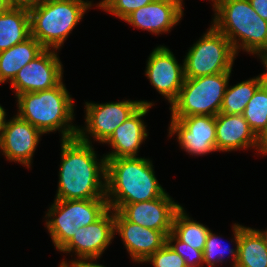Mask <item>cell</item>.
I'll list each match as a JSON object with an SVG mask.
<instances>
[{
    "mask_svg": "<svg viewBox=\"0 0 267 267\" xmlns=\"http://www.w3.org/2000/svg\"><path fill=\"white\" fill-rule=\"evenodd\" d=\"M61 142L59 182L55 199H106V158L98 160L92 143L83 142L78 137Z\"/></svg>",
    "mask_w": 267,
    "mask_h": 267,
    "instance_id": "cell-1",
    "label": "cell"
},
{
    "mask_svg": "<svg viewBox=\"0 0 267 267\" xmlns=\"http://www.w3.org/2000/svg\"><path fill=\"white\" fill-rule=\"evenodd\" d=\"M150 159L121 157L106 159V199L108 205H126L163 196Z\"/></svg>",
    "mask_w": 267,
    "mask_h": 267,
    "instance_id": "cell-2",
    "label": "cell"
},
{
    "mask_svg": "<svg viewBox=\"0 0 267 267\" xmlns=\"http://www.w3.org/2000/svg\"><path fill=\"white\" fill-rule=\"evenodd\" d=\"M17 98V115L47 134L60 130L62 139L77 137L74 120V102L63 81L57 86L37 92L22 93Z\"/></svg>",
    "mask_w": 267,
    "mask_h": 267,
    "instance_id": "cell-3",
    "label": "cell"
},
{
    "mask_svg": "<svg viewBox=\"0 0 267 267\" xmlns=\"http://www.w3.org/2000/svg\"><path fill=\"white\" fill-rule=\"evenodd\" d=\"M214 12L212 25L229 39L236 54L240 49L257 55L267 53V21L249 0H221Z\"/></svg>",
    "mask_w": 267,
    "mask_h": 267,
    "instance_id": "cell-4",
    "label": "cell"
},
{
    "mask_svg": "<svg viewBox=\"0 0 267 267\" xmlns=\"http://www.w3.org/2000/svg\"><path fill=\"white\" fill-rule=\"evenodd\" d=\"M92 5L88 0H57L29 7L31 36L45 49L59 50Z\"/></svg>",
    "mask_w": 267,
    "mask_h": 267,
    "instance_id": "cell-5",
    "label": "cell"
},
{
    "mask_svg": "<svg viewBox=\"0 0 267 267\" xmlns=\"http://www.w3.org/2000/svg\"><path fill=\"white\" fill-rule=\"evenodd\" d=\"M230 76L231 72H223L185 78L176 100L170 106L171 117L219 114Z\"/></svg>",
    "mask_w": 267,
    "mask_h": 267,
    "instance_id": "cell-6",
    "label": "cell"
},
{
    "mask_svg": "<svg viewBox=\"0 0 267 267\" xmlns=\"http://www.w3.org/2000/svg\"><path fill=\"white\" fill-rule=\"evenodd\" d=\"M46 227L57 250H61L79 227L98 220L108 209L107 199L58 200L49 207Z\"/></svg>",
    "mask_w": 267,
    "mask_h": 267,
    "instance_id": "cell-7",
    "label": "cell"
},
{
    "mask_svg": "<svg viewBox=\"0 0 267 267\" xmlns=\"http://www.w3.org/2000/svg\"><path fill=\"white\" fill-rule=\"evenodd\" d=\"M236 55L229 39L211 25L184 58L185 78L231 72Z\"/></svg>",
    "mask_w": 267,
    "mask_h": 267,
    "instance_id": "cell-8",
    "label": "cell"
},
{
    "mask_svg": "<svg viewBox=\"0 0 267 267\" xmlns=\"http://www.w3.org/2000/svg\"><path fill=\"white\" fill-rule=\"evenodd\" d=\"M85 104L86 127L78 128L77 137L83 142L92 143L89 139L90 135L102 144L119 125L133 115L142 105H154V103L148 101L132 100L104 104L85 102Z\"/></svg>",
    "mask_w": 267,
    "mask_h": 267,
    "instance_id": "cell-9",
    "label": "cell"
},
{
    "mask_svg": "<svg viewBox=\"0 0 267 267\" xmlns=\"http://www.w3.org/2000/svg\"><path fill=\"white\" fill-rule=\"evenodd\" d=\"M55 51V49H44L18 71L14 80L10 82L11 89L15 90V96L47 90L63 80V65Z\"/></svg>",
    "mask_w": 267,
    "mask_h": 267,
    "instance_id": "cell-10",
    "label": "cell"
},
{
    "mask_svg": "<svg viewBox=\"0 0 267 267\" xmlns=\"http://www.w3.org/2000/svg\"><path fill=\"white\" fill-rule=\"evenodd\" d=\"M177 134L180 147L192 155H206L216 150L215 116L171 117L169 135Z\"/></svg>",
    "mask_w": 267,
    "mask_h": 267,
    "instance_id": "cell-11",
    "label": "cell"
},
{
    "mask_svg": "<svg viewBox=\"0 0 267 267\" xmlns=\"http://www.w3.org/2000/svg\"><path fill=\"white\" fill-rule=\"evenodd\" d=\"M126 220L145 228L161 231L167 236L172 231L175 213L182 207L165 193L163 196L144 202L126 205H108Z\"/></svg>",
    "mask_w": 267,
    "mask_h": 267,
    "instance_id": "cell-12",
    "label": "cell"
},
{
    "mask_svg": "<svg viewBox=\"0 0 267 267\" xmlns=\"http://www.w3.org/2000/svg\"><path fill=\"white\" fill-rule=\"evenodd\" d=\"M145 75L170 105L176 100L185 81V69L178 64L174 54L166 46L156 47L150 53Z\"/></svg>",
    "mask_w": 267,
    "mask_h": 267,
    "instance_id": "cell-13",
    "label": "cell"
},
{
    "mask_svg": "<svg viewBox=\"0 0 267 267\" xmlns=\"http://www.w3.org/2000/svg\"><path fill=\"white\" fill-rule=\"evenodd\" d=\"M114 235V210L109 208L95 222L79 227L71 240L60 251L64 253L73 251L79 260L95 261L112 243Z\"/></svg>",
    "mask_w": 267,
    "mask_h": 267,
    "instance_id": "cell-14",
    "label": "cell"
},
{
    "mask_svg": "<svg viewBox=\"0 0 267 267\" xmlns=\"http://www.w3.org/2000/svg\"><path fill=\"white\" fill-rule=\"evenodd\" d=\"M41 133L17 114L6 120L0 136V150L7 160L30 168L32 157L40 141Z\"/></svg>",
    "mask_w": 267,
    "mask_h": 267,
    "instance_id": "cell-15",
    "label": "cell"
},
{
    "mask_svg": "<svg viewBox=\"0 0 267 267\" xmlns=\"http://www.w3.org/2000/svg\"><path fill=\"white\" fill-rule=\"evenodd\" d=\"M114 233H119L130 257L143 263L166 244V236L158 230L142 227L114 211Z\"/></svg>",
    "mask_w": 267,
    "mask_h": 267,
    "instance_id": "cell-16",
    "label": "cell"
},
{
    "mask_svg": "<svg viewBox=\"0 0 267 267\" xmlns=\"http://www.w3.org/2000/svg\"><path fill=\"white\" fill-rule=\"evenodd\" d=\"M183 16L179 0H153L148 5L133 11L124 19L136 28L154 34L171 31Z\"/></svg>",
    "mask_w": 267,
    "mask_h": 267,
    "instance_id": "cell-17",
    "label": "cell"
},
{
    "mask_svg": "<svg viewBox=\"0 0 267 267\" xmlns=\"http://www.w3.org/2000/svg\"><path fill=\"white\" fill-rule=\"evenodd\" d=\"M150 107L149 105H142L114 130L104 142L113 148L111 153L109 152L104 156L106 159L137 157L141 144L148 136L146 125L141 117L147 114Z\"/></svg>",
    "mask_w": 267,
    "mask_h": 267,
    "instance_id": "cell-18",
    "label": "cell"
},
{
    "mask_svg": "<svg viewBox=\"0 0 267 267\" xmlns=\"http://www.w3.org/2000/svg\"><path fill=\"white\" fill-rule=\"evenodd\" d=\"M215 123L217 151L227 152L250 147L257 150L258 137L242 114L219 113L215 116Z\"/></svg>",
    "mask_w": 267,
    "mask_h": 267,
    "instance_id": "cell-19",
    "label": "cell"
},
{
    "mask_svg": "<svg viewBox=\"0 0 267 267\" xmlns=\"http://www.w3.org/2000/svg\"><path fill=\"white\" fill-rule=\"evenodd\" d=\"M30 36V13L27 7L11 6L0 14V52Z\"/></svg>",
    "mask_w": 267,
    "mask_h": 267,
    "instance_id": "cell-20",
    "label": "cell"
},
{
    "mask_svg": "<svg viewBox=\"0 0 267 267\" xmlns=\"http://www.w3.org/2000/svg\"><path fill=\"white\" fill-rule=\"evenodd\" d=\"M45 48L32 36L0 52V84L12 82L18 71L38 56Z\"/></svg>",
    "mask_w": 267,
    "mask_h": 267,
    "instance_id": "cell-21",
    "label": "cell"
},
{
    "mask_svg": "<svg viewBox=\"0 0 267 267\" xmlns=\"http://www.w3.org/2000/svg\"><path fill=\"white\" fill-rule=\"evenodd\" d=\"M236 267H267V246L258 230L240 225Z\"/></svg>",
    "mask_w": 267,
    "mask_h": 267,
    "instance_id": "cell-22",
    "label": "cell"
},
{
    "mask_svg": "<svg viewBox=\"0 0 267 267\" xmlns=\"http://www.w3.org/2000/svg\"><path fill=\"white\" fill-rule=\"evenodd\" d=\"M180 241L199 251H204L210 229L189 217L183 207L174 215L171 231Z\"/></svg>",
    "mask_w": 267,
    "mask_h": 267,
    "instance_id": "cell-23",
    "label": "cell"
},
{
    "mask_svg": "<svg viewBox=\"0 0 267 267\" xmlns=\"http://www.w3.org/2000/svg\"><path fill=\"white\" fill-rule=\"evenodd\" d=\"M262 85L261 75L230 86L224 93L220 113L242 114L256 90Z\"/></svg>",
    "mask_w": 267,
    "mask_h": 267,
    "instance_id": "cell-24",
    "label": "cell"
},
{
    "mask_svg": "<svg viewBox=\"0 0 267 267\" xmlns=\"http://www.w3.org/2000/svg\"><path fill=\"white\" fill-rule=\"evenodd\" d=\"M233 235L236 248L232 249L228 246H223L220 242V236L212 233L211 230L207 235L205 248L203 251V263L207 265V267H215L217 263H222L225 260L226 254L229 253L228 257L232 255L233 267H236L237 257H238V241L240 238V224L233 225Z\"/></svg>",
    "mask_w": 267,
    "mask_h": 267,
    "instance_id": "cell-25",
    "label": "cell"
},
{
    "mask_svg": "<svg viewBox=\"0 0 267 267\" xmlns=\"http://www.w3.org/2000/svg\"><path fill=\"white\" fill-rule=\"evenodd\" d=\"M257 137L267 127V87L263 84L256 90L242 113Z\"/></svg>",
    "mask_w": 267,
    "mask_h": 267,
    "instance_id": "cell-26",
    "label": "cell"
},
{
    "mask_svg": "<svg viewBox=\"0 0 267 267\" xmlns=\"http://www.w3.org/2000/svg\"><path fill=\"white\" fill-rule=\"evenodd\" d=\"M153 0H102L97 7L124 20L133 11L148 5Z\"/></svg>",
    "mask_w": 267,
    "mask_h": 267,
    "instance_id": "cell-27",
    "label": "cell"
},
{
    "mask_svg": "<svg viewBox=\"0 0 267 267\" xmlns=\"http://www.w3.org/2000/svg\"><path fill=\"white\" fill-rule=\"evenodd\" d=\"M166 243L185 260L186 266L204 264L203 251H199L180 241L172 232L166 236Z\"/></svg>",
    "mask_w": 267,
    "mask_h": 267,
    "instance_id": "cell-28",
    "label": "cell"
},
{
    "mask_svg": "<svg viewBox=\"0 0 267 267\" xmlns=\"http://www.w3.org/2000/svg\"><path fill=\"white\" fill-rule=\"evenodd\" d=\"M144 262H151L153 267H187L185 260L167 243Z\"/></svg>",
    "mask_w": 267,
    "mask_h": 267,
    "instance_id": "cell-29",
    "label": "cell"
},
{
    "mask_svg": "<svg viewBox=\"0 0 267 267\" xmlns=\"http://www.w3.org/2000/svg\"><path fill=\"white\" fill-rule=\"evenodd\" d=\"M254 11L267 21V0H249Z\"/></svg>",
    "mask_w": 267,
    "mask_h": 267,
    "instance_id": "cell-30",
    "label": "cell"
},
{
    "mask_svg": "<svg viewBox=\"0 0 267 267\" xmlns=\"http://www.w3.org/2000/svg\"><path fill=\"white\" fill-rule=\"evenodd\" d=\"M260 152L261 154L267 155V127L262 132V134L258 137V147L257 152Z\"/></svg>",
    "mask_w": 267,
    "mask_h": 267,
    "instance_id": "cell-31",
    "label": "cell"
},
{
    "mask_svg": "<svg viewBox=\"0 0 267 267\" xmlns=\"http://www.w3.org/2000/svg\"><path fill=\"white\" fill-rule=\"evenodd\" d=\"M40 3V0H12V6L31 7Z\"/></svg>",
    "mask_w": 267,
    "mask_h": 267,
    "instance_id": "cell-32",
    "label": "cell"
},
{
    "mask_svg": "<svg viewBox=\"0 0 267 267\" xmlns=\"http://www.w3.org/2000/svg\"><path fill=\"white\" fill-rule=\"evenodd\" d=\"M262 61V63L264 64V67L266 69V72H263V74H261V78H262V84L267 87V53L258 55Z\"/></svg>",
    "mask_w": 267,
    "mask_h": 267,
    "instance_id": "cell-33",
    "label": "cell"
},
{
    "mask_svg": "<svg viewBox=\"0 0 267 267\" xmlns=\"http://www.w3.org/2000/svg\"><path fill=\"white\" fill-rule=\"evenodd\" d=\"M59 267H81V260L74 259L73 261L71 260L70 262L62 261Z\"/></svg>",
    "mask_w": 267,
    "mask_h": 267,
    "instance_id": "cell-34",
    "label": "cell"
},
{
    "mask_svg": "<svg viewBox=\"0 0 267 267\" xmlns=\"http://www.w3.org/2000/svg\"><path fill=\"white\" fill-rule=\"evenodd\" d=\"M6 112H5V109L0 105V136H1V133H2V129L4 127V124L6 122Z\"/></svg>",
    "mask_w": 267,
    "mask_h": 267,
    "instance_id": "cell-35",
    "label": "cell"
},
{
    "mask_svg": "<svg viewBox=\"0 0 267 267\" xmlns=\"http://www.w3.org/2000/svg\"><path fill=\"white\" fill-rule=\"evenodd\" d=\"M81 267H106L101 264L93 263L92 260H81Z\"/></svg>",
    "mask_w": 267,
    "mask_h": 267,
    "instance_id": "cell-36",
    "label": "cell"
},
{
    "mask_svg": "<svg viewBox=\"0 0 267 267\" xmlns=\"http://www.w3.org/2000/svg\"><path fill=\"white\" fill-rule=\"evenodd\" d=\"M9 7H11L8 0H0V14L4 13Z\"/></svg>",
    "mask_w": 267,
    "mask_h": 267,
    "instance_id": "cell-37",
    "label": "cell"
},
{
    "mask_svg": "<svg viewBox=\"0 0 267 267\" xmlns=\"http://www.w3.org/2000/svg\"><path fill=\"white\" fill-rule=\"evenodd\" d=\"M212 2H213V8L215 9L217 6H218V4H219V2L221 1V0H211ZM179 2H180V5H181V8H182V10H183V0H179Z\"/></svg>",
    "mask_w": 267,
    "mask_h": 267,
    "instance_id": "cell-38",
    "label": "cell"
},
{
    "mask_svg": "<svg viewBox=\"0 0 267 267\" xmlns=\"http://www.w3.org/2000/svg\"><path fill=\"white\" fill-rule=\"evenodd\" d=\"M258 232L263 236L265 243H266V246H267V229L264 231L258 230Z\"/></svg>",
    "mask_w": 267,
    "mask_h": 267,
    "instance_id": "cell-39",
    "label": "cell"
},
{
    "mask_svg": "<svg viewBox=\"0 0 267 267\" xmlns=\"http://www.w3.org/2000/svg\"><path fill=\"white\" fill-rule=\"evenodd\" d=\"M49 1H57V0H40V3H42V2H49Z\"/></svg>",
    "mask_w": 267,
    "mask_h": 267,
    "instance_id": "cell-40",
    "label": "cell"
},
{
    "mask_svg": "<svg viewBox=\"0 0 267 267\" xmlns=\"http://www.w3.org/2000/svg\"><path fill=\"white\" fill-rule=\"evenodd\" d=\"M204 265H197V266H187V267H203ZM209 267V266H208Z\"/></svg>",
    "mask_w": 267,
    "mask_h": 267,
    "instance_id": "cell-41",
    "label": "cell"
}]
</instances>
